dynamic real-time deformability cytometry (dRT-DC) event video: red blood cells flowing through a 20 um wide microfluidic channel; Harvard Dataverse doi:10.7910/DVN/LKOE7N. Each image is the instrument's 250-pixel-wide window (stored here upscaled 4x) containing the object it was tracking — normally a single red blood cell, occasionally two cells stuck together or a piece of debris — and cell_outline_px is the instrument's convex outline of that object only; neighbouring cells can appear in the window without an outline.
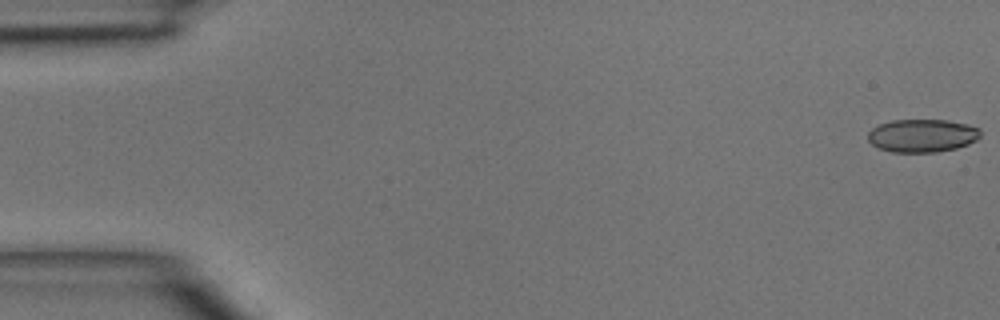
{"species": "common noctule bat (a hibernating species)", "species_latin": "Nyctalus noctula", "temperature_condition": "room temperature", "stored_images_in_passage": 46, "camera_frame_rate_fps": 3000, "um_per_image_px": 0.085, "animal": {"sex": "male", "body_mass_g": 15.6}, "frame": {"image": 1, "passage_image": 1, "time_ms": 0.0, "image_size_px": [1000, 320], "cell_outline_px": [[980, 136], [976, 140], [968, 144], [956, 148], [936, 152], [892, 152], [880, 148], [872, 144], [868, 140], [868, 132], [872, 128], [880, 124], [892, 120], [948, 120], [968, 124], [980, 128]], "centroid_in_image_um": [78.4, 11.52], "position_along_channel_um": 6.6, "area_um2": 21.68}}
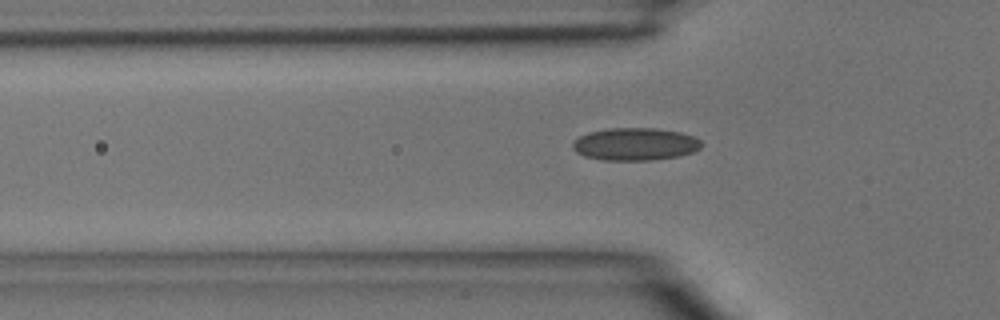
{"frame": {"image": 2, "passage_image": 15, "time_ms": 4.667, "image_size_px": [1000, 320], "cell_outline_px": [[700, 148], [692, 152], [676, 156], [648, 160], [604, 160], [584, 156], [576, 152], [572, 148], [572, 140], [588, 132], [608, 128], [656, 128], [680, 132], [692, 136], [700, 140]], "centroid_in_image_um": [53.92, 12.24], "position_along_channel_um": 71.9, "area_um2": 24.33}}
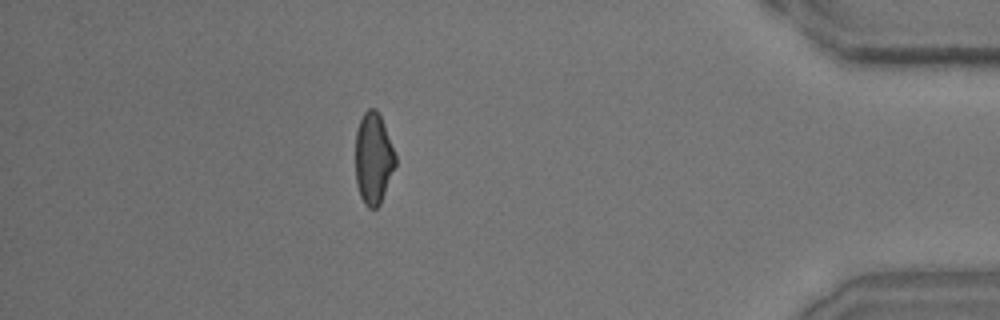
{"frame": {"image": 3, "passage_image": 41, "time_ms": 13.333, "image_size_px": [1000, 320], "cell_outline_px": [[396, 164], [380, 204], [376, 208], [368, 208], [364, 204], [360, 196], [356, 184], [356, 132], [360, 120], [364, 112], [368, 108], [376, 108], [380, 116], [396, 156]], "centroid_in_image_um": [31.73, 13.49], "position_along_channel_um": 403.5, "area_um2": 21.1}}